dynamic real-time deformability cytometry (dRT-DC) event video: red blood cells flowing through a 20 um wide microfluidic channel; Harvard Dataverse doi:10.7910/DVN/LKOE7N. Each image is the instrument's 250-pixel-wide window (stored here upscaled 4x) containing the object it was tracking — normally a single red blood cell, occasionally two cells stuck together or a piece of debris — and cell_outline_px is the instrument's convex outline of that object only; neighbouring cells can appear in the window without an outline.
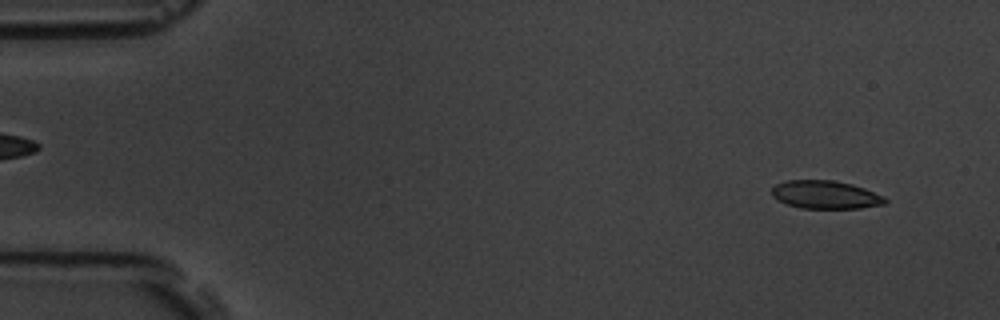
{"species": "common noctule bat (a hibernating species)", "species_latin": "Nyctalus noctula", "temperature_condition": "room temperature", "stored_images_in_passage": 55, "segment_of_instrument_passage": [1, 2], "camera_frame_rate_fps": 3000, "um_per_image_px": 0.085, "animal": {"sex": "male", "body_mass_g": 19.5, "forearm_length_mm": 54.6}, "frame": {"image": 1, "passage_image": 4, "time_ms": 1.0, "image_size_px": [1000, 320], "cell_outline_px": [[888, 200], [884, 204], [860, 208], [800, 208], [788, 204], [772, 196], [772, 188], [776, 184], [784, 180], [832, 180], [852, 184], [864, 188], [884, 196]], "centroid_in_image_um": [70.17, 16.54], "position_along_channel_um": 14.8, "area_um2": 18.5}}
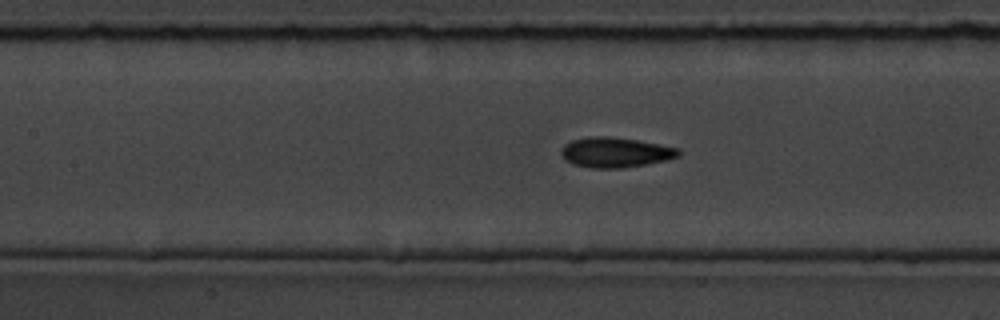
{"frame": {"image": 2, "passage_image": 24, "time_ms": 7.667, "image_size_px": [1000, 320], "cell_outline_px": [[680, 156], [664, 160], [624, 168], [592, 168], [572, 164], [564, 160], [560, 152], [564, 144], [572, 140], [588, 136], [608, 136], [636, 140], [680, 148]], "centroid_in_image_um": [52.26, 12.95], "position_along_channel_um": 155.1, "area_um2": 20.58}}
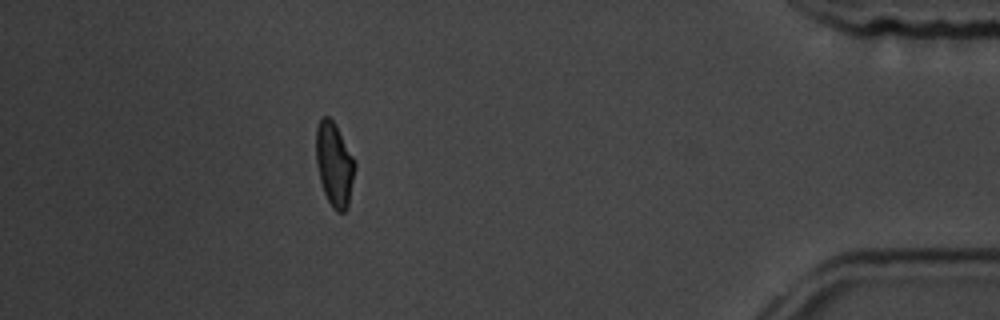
{"frame": {"image": 3, "passage_image": 48, "time_ms": 15.667, "image_size_px": [1000, 320], "cell_outline_px": [[356, 168], [348, 208], [344, 212], [336, 212], [332, 208], [324, 192], [320, 180], [316, 164], [316, 128], [320, 120], [324, 116], [328, 116], [336, 124], [356, 164]], "centroid_in_image_um": [28.42, 14.0], "position_along_channel_um": 406.8, "area_um2": 19.07}}